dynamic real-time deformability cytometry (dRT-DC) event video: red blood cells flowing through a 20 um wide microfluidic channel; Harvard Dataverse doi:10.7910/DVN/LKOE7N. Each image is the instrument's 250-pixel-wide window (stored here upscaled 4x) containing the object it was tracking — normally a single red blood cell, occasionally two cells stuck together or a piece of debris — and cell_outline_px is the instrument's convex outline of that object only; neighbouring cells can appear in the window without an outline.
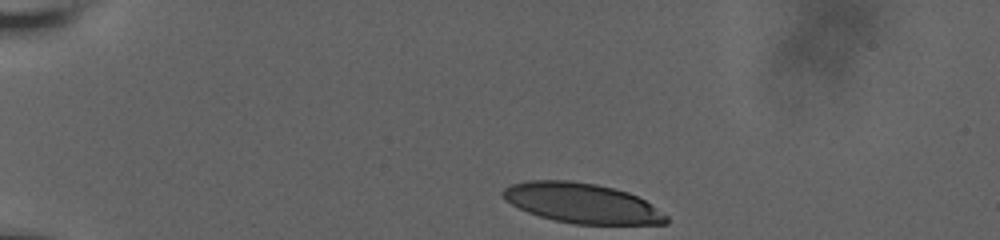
{"species": "human", "species_latin": "Homo sapiens", "temperature_condition": "room temperature", "stored_images_in_passage": 37, "camera_frame_rate_fps": 3000, "um_per_image_px": 0.085, "donor": {"sex": "male"}, "frame": {"image": 1, "passage_image": 1, "time_ms": 0.0, "image_size_px": [1000, 240], "cell_outline_px": [[668, 224], [572, 224], [540, 216], [528, 212], [504, 200], [500, 192], [504, 188], [512, 184], [528, 180], [572, 180], [596, 184], [628, 192], [652, 204], [668, 216]], "centroid_in_image_um": [49.46, 17.26], "position_along_channel_um": 35.5, "area_um2": 38.03}}
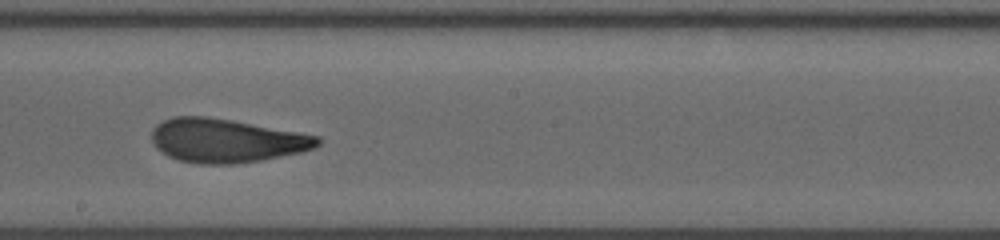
{"frame": {"image": 2, "passage_image": 22, "time_ms": 7.0, "image_size_px": [1000, 240], "cell_outline_px": [[324, 140], [316, 148], [300, 152], [260, 160], [232, 164], [200, 164], [180, 160], [168, 156], [160, 152], [156, 148], [152, 140], [152, 128], [156, 124], [172, 116], [204, 116], [228, 120], [320, 136]], "centroid_in_image_um": [19.21, 11.95], "position_along_channel_um": 229.0, "area_um2": 42.08}}
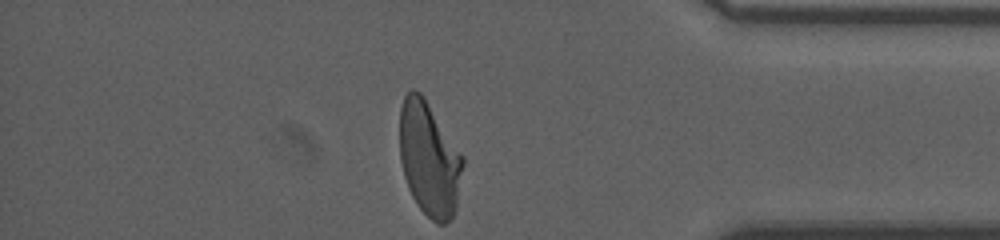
{"frame": {"image": 3, "passage_image": 37, "time_ms": 12.0, "image_size_px": [1000, 240], "cell_outline_px": [[464, 164], [456, 208], [452, 216], [444, 224], [436, 224], [416, 204], [408, 188], [404, 176], [400, 160], [400, 108], [404, 96], [412, 88], [420, 92], [424, 96], [464, 156]], "centroid_in_image_um": [36.49, 13.5], "position_along_channel_um": 398.7, "area_um2": 42.31}, "authors_computed_cell_mechanics": {"area_um2": 42.483, "velocity_mm_per_s": 3.8263, "shape_relaxation_time_tau1_ms": 6.8848, "shape_relaxation_time_tau2_ms": 1.371, "deformation_change_tau1": 0.234, "deformation_change_tau2": 0.0935}}